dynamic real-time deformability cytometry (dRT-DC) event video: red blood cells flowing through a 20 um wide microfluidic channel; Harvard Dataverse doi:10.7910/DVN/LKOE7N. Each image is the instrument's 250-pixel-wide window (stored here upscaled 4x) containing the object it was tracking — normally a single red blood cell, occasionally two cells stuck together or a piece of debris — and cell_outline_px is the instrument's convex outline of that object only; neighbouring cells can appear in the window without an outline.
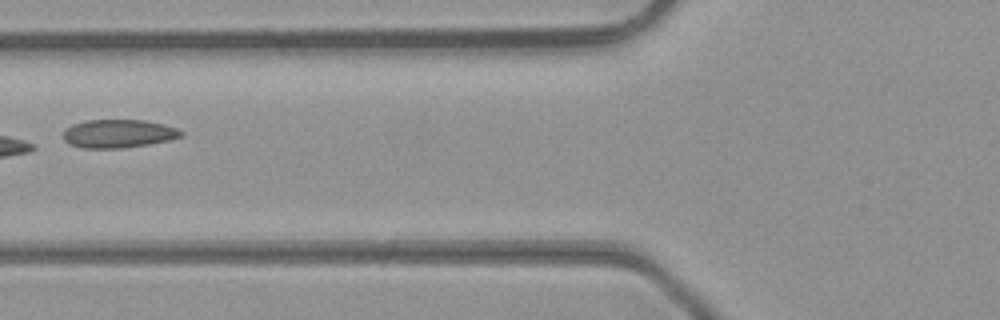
{"species": "common noctule bat (a hibernating species)", "species_latin": "Nyctalus noctula", "temperature_condition": "room temperature", "stored_images_in_passage": 7, "camera_frame_rate_fps": 3000, "um_per_image_px": 0.085, "animal": {"sex": "male", "body_mass_g": 23.1, "forearm_length_mm": 52.7}, "frame": {"image": 1, "passage_image": 6, "time_ms": 1.667, "image_size_px": [1000, 320], "cell_outline_px": [[184, 136], [168, 140], [148, 144], [120, 148], [84, 148], [68, 144], [64, 140], [64, 128], [72, 124], [84, 120], [144, 120], [164, 124], [176, 128], [184, 132]], "centroid_in_image_um": [10.04, 11.35], "position_along_channel_um": 115.8, "area_um2": 19.54}}
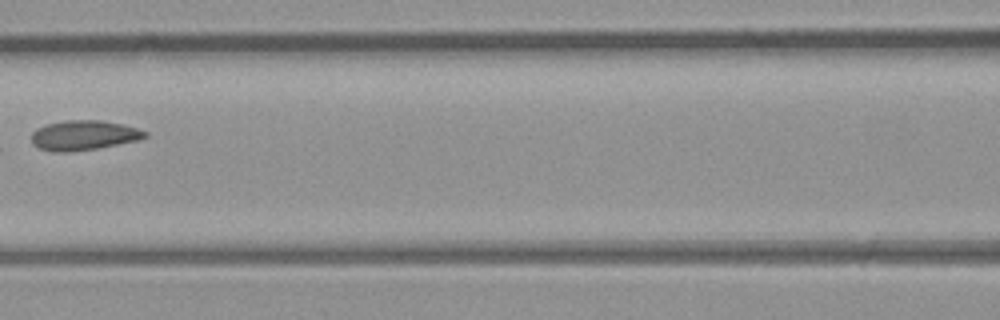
{"frame": {"image": 2, "passage_image": 7, "time_ms": 2.0, "image_size_px": [1000, 320], "cell_outline_px": [[148, 136], [136, 140], [96, 148], [68, 152], [52, 152], [40, 148], [32, 144], [32, 132], [36, 128], [48, 124], [64, 120], [100, 120], [120, 124], [136, 128], [148, 132]], "centroid_in_image_um": [7.07, 11.5], "position_along_channel_um": 159.5, "area_um2": 19.48}}